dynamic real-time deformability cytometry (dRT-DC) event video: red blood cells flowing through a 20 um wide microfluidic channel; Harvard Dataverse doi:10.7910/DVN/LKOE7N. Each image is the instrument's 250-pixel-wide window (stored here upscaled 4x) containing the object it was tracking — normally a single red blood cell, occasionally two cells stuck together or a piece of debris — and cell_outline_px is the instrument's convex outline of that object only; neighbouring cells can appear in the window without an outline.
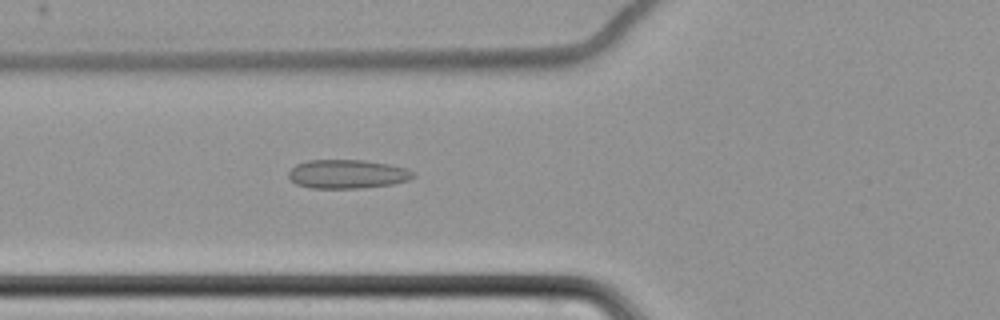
{"species": "common noctule bat (a hibernating species)", "species_latin": "Nyctalus noctula", "temperature_condition": "cold", "stored_images_in_passage": 64, "camera_frame_rate_fps": 3000, "um_per_image_px": 0.085, "animal": {"sex": "female", "body_mass_g": 22.7, "forearm_length_mm": 54.2}, "frame": {"image": 1, "passage_image": 27, "time_ms": 8.667, "image_size_px": [1000, 320], "cell_outline_px": [[416, 176], [408, 180], [392, 184], [360, 188], [312, 188], [296, 184], [288, 176], [288, 172], [296, 164], [308, 160], [364, 160], [388, 164], [408, 168], [416, 172]], "centroid_in_image_um": [29.55, 14.79], "position_along_channel_um": 96.2, "area_um2": 21.04}}
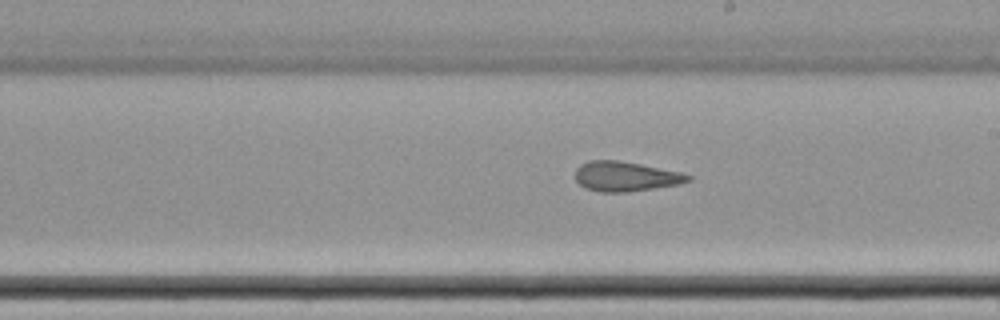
{"frame": {"image": 2, "passage_image": 39, "time_ms": 12.667, "image_size_px": [1000, 320], "cell_outline_px": [[692, 180], [680, 184], [628, 192], [600, 192], [584, 188], [576, 180], [576, 168], [580, 164], [588, 160], [616, 160], [640, 164], [684, 172], [692, 176]], "centroid_in_image_um": [53.2, 14.99], "position_along_channel_um": 235.8, "area_um2": 19.77}}
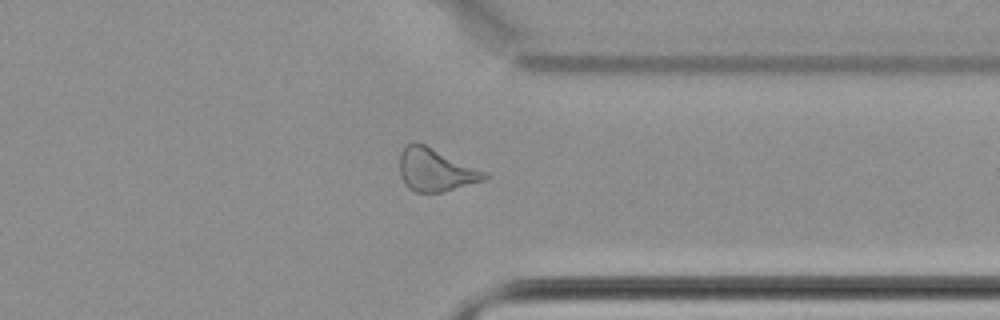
{"frame": {"image": 3, "passage_image": 51, "time_ms": 16.667, "image_size_px": [1000, 320], "cell_outline_px": [[488, 176], [484, 180], [440, 192], [416, 192], [408, 188], [400, 176], [400, 152], [408, 144], [424, 144], [488, 172]], "centroid_in_image_um": [37.02, 14.45], "position_along_channel_um": 374.4, "area_um2": 20.81}, "authors_computed_cell_mechanics": {"area_um2": 21.9929, "velocity_mm_per_s": 3.4953, "shape_relaxation_time_tau1_ms": null, "shape_relaxation_time_tau2_ms": 2.6776, "deformation_change_tau1": null, "deformation_change_tau2": 0.1059}}